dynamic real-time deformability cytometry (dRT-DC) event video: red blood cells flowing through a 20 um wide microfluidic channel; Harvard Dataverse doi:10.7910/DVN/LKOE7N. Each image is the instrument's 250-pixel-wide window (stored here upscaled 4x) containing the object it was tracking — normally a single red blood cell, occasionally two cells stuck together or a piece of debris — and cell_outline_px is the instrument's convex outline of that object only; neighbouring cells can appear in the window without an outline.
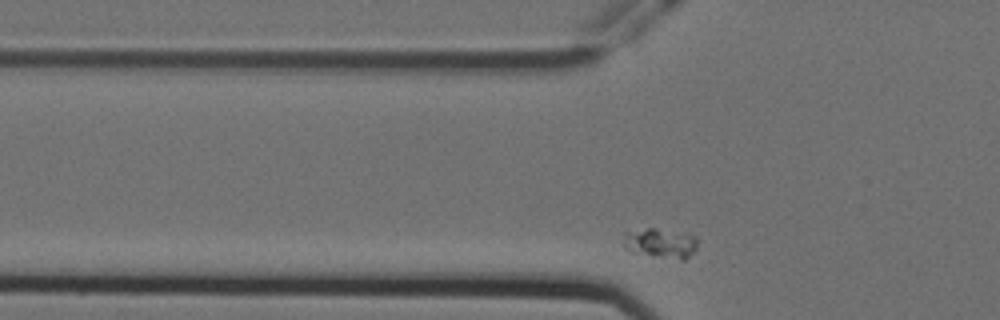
{"species": "Egyptian fruit bat (a non-hibernating species)", "species_latin": "Rousettus aegyptiacus", "temperature_condition": "cold", "stored_images_in_passage": 37, "camera_frame_rate_fps": 3000, "um_per_image_px": 0.085, "animal": {"sex": "female"}, "frame": {"image": 1, "passage_image": 6, "time_ms": 1.667, "image_size_px": [1000, 320], "cell_outline_px": [[696, 248], [684, 260], [632, 252], [624, 244], [624, 232], [648, 228], [652, 228], [688, 232], [696, 236]], "centroid_in_image_um": [56.18, 20.63], "position_along_channel_um": 69.6, "area_um2": 12.72}}
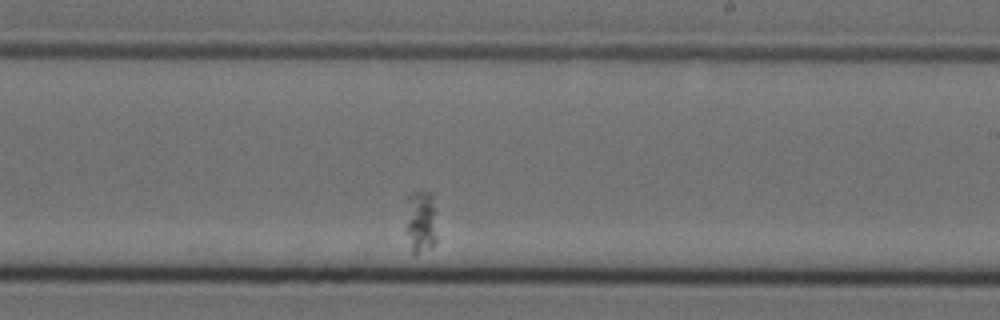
{"frame": {"image": 2, "passage_image": 24, "time_ms": 7.667, "image_size_px": [1000, 320], "cell_outline_px": [[436, 244], [416, 256], [412, 252], [408, 232], [408, 192], [432, 192], [436, 212]], "centroid_in_image_um": [35.84, 18.83], "position_along_channel_um": 253.2, "area_um2": 11.33}}
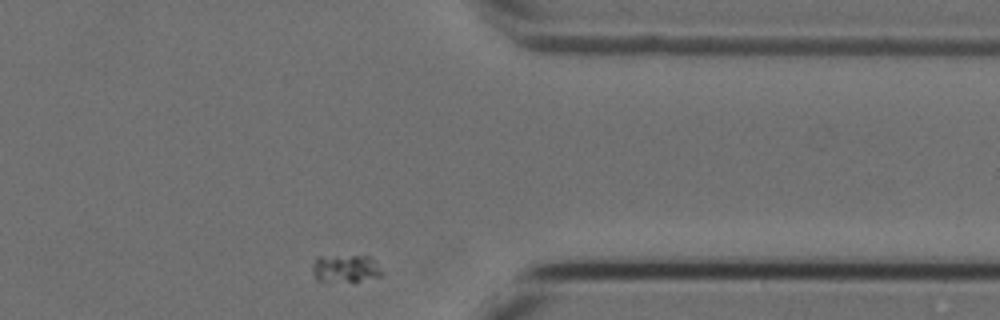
{"frame": {"image": 3, "passage_image": 37, "time_ms": 12.0, "image_size_px": [1000, 320], "cell_outline_px": [[384, 272], [380, 276], [360, 280], [316, 280], [312, 272], [312, 268], [316, 256], [368, 256]], "centroid_in_image_um": [29.33, 22.79], "position_along_channel_um": 382.1, "area_um2": 10.81}}